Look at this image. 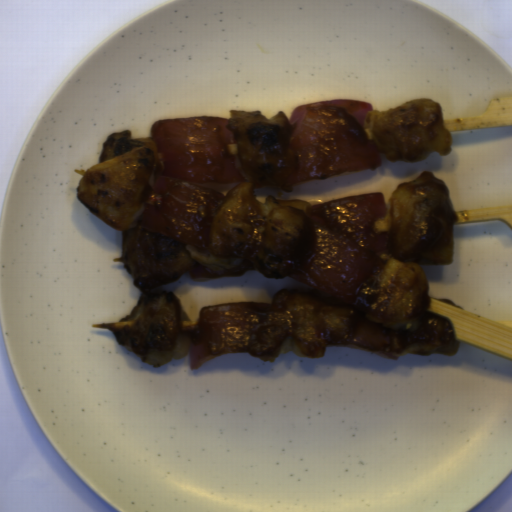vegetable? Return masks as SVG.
<instances>
[{
    "instance_id": "add77e79",
    "label": "vegetable",
    "mask_w": 512,
    "mask_h": 512,
    "mask_svg": "<svg viewBox=\"0 0 512 512\" xmlns=\"http://www.w3.org/2000/svg\"><path fill=\"white\" fill-rule=\"evenodd\" d=\"M229 118L157 119L151 137L164 165L139 225L151 232L209 249L210 230L226 194L200 183L245 182Z\"/></svg>"
},
{
    "instance_id": "f7b5029e",
    "label": "vegetable",
    "mask_w": 512,
    "mask_h": 512,
    "mask_svg": "<svg viewBox=\"0 0 512 512\" xmlns=\"http://www.w3.org/2000/svg\"><path fill=\"white\" fill-rule=\"evenodd\" d=\"M371 111L372 104L336 98L293 109L289 144L295 162L280 190L292 192L301 184L325 181L338 173L380 168V151L365 132Z\"/></svg>"
},
{
    "instance_id": "96ceb2fe",
    "label": "vegetable",
    "mask_w": 512,
    "mask_h": 512,
    "mask_svg": "<svg viewBox=\"0 0 512 512\" xmlns=\"http://www.w3.org/2000/svg\"><path fill=\"white\" fill-rule=\"evenodd\" d=\"M272 302H233L200 308L194 322L197 333L188 354L191 370L227 353L250 352V340Z\"/></svg>"
},
{
    "instance_id": "ea0f7189",
    "label": "vegetable",
    "mask_w": 512,
    "mask_h": 512,
    "mask_svg": "<svg viewBox=\"0 0 512 512\" xmlns=\"http://www.w3.org/2000/svg\"><path fill=\"white\" fill-rule=\"evenodd\" d=\"M383 191L309 204V240L299 266L287 277L347 302L384 264L390 233L375 231L386 215Z\"/></svg>"
},
{
    "instance_id": "f1789d4c",
    "label": "vegetable",
    "mask_w": 512,
    "mask_h": 512,
    "mask_svg": "<svg viewBox=\"0 0 512 512\" xmlns=\"http://www.w3.org/2000/svg\"><path fill=\"white\" fill-rule=\"evenodd\" d=\"M348 346L393 360L400 357L391 353L390 328L361 317L353 324Z\"/></svg>"
}]
</instances>
